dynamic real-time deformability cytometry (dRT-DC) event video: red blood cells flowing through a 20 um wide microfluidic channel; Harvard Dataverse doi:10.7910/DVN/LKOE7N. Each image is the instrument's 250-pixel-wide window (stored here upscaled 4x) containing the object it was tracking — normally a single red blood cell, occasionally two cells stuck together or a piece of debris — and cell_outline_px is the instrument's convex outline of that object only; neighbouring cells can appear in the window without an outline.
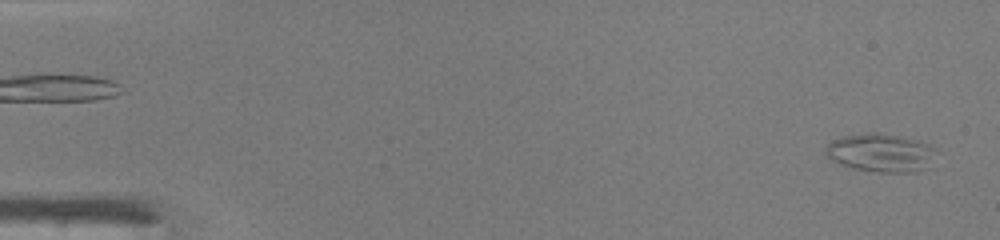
{"species": "common noctule bat (a hibernating species)", "species_latin": "Nyctalus noctula", "temperature_condition": "warm", "stored_images_in_passage": 48, "camera_frame_rate_fps": 3000, "um_per_image_px": 0.085, "animal": {"sex": "male", "body_mass_g": 19.0, "forearm_length_mm": 50.8}, "frame": {"image": 1, "passage_image": 2, "time_ms": 0.333, "image_size_px": [1000, 240], "cell_outline_px": [[932, 168], [916, 172], [880, 172], [856, 168], [840, 164], [832, 160], [824, 152], [828, 144], [832, 140], [844, 136], [872, 132], [896, 136], [916, 140], [928, 144], [932, 148]], "centroid_in_image_um": [74.86, 13.0], "position_along_channel_um": 10.1, "area_um2": 24.28}}
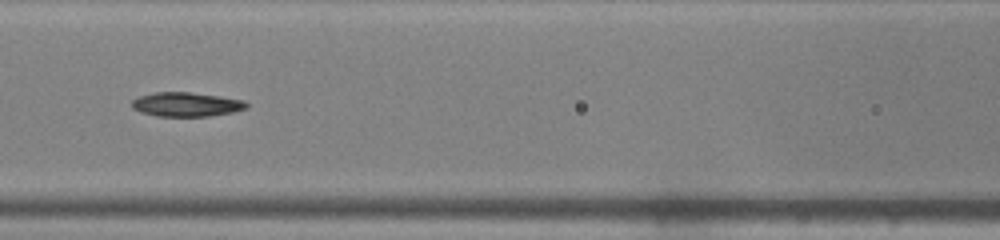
{"frame": {"image": 2, "passage_image": 22, "time_ms": 7.0, "image_size_px": [1000, 240], "cell_outline_px": [[248, 108], [232, 112], [208, 116], [156, 116], [140, 112], [132, 108], [132, 100], [140, 96], [156, 92], [188, 92], [220, 96], [244, 100], [248, 104]], "centroid_in_image_um": [15.84, 8.87], "position_along_channel_um": 150.8, "area_um2": 16.13}}
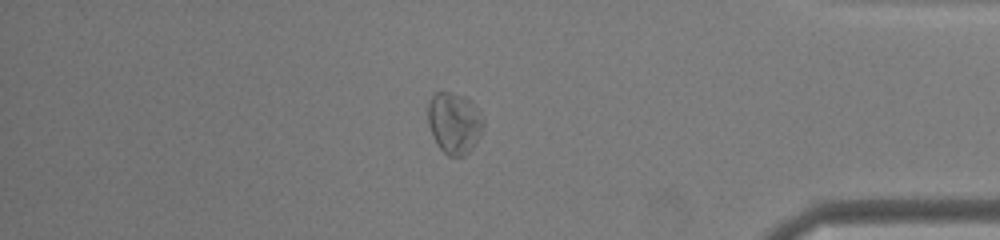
{"frame": {"image": 3, "passage_image": 41, "time_ms": 13.333, "image_size_px": [1000, 240], "cell_outline_px": [[484, 128], [480, 136], [472, 148], [464, 156], [448, 156], [440, 148], [432, 136], [428, 124], [428, 104], [432, 96], [436, 92], [452, 92], [464, 96], [480, 112], [484, 120]], "centroid_in_image_um": [38.61, 10.46], "position_along_channel_um": 396.6, "area_um2": 19.83}, "authors_computed_cell_mechanics": {"area_um2": 18.0336, "velocity_mm_per_s": 4.3006, "shape_relaxation_time_tau1_ms": 6.3687, "shape_relaxation_time_tau2_ms": null, "deformation_change_tau1": 0.1276, "deformation_change_tau2": null}}